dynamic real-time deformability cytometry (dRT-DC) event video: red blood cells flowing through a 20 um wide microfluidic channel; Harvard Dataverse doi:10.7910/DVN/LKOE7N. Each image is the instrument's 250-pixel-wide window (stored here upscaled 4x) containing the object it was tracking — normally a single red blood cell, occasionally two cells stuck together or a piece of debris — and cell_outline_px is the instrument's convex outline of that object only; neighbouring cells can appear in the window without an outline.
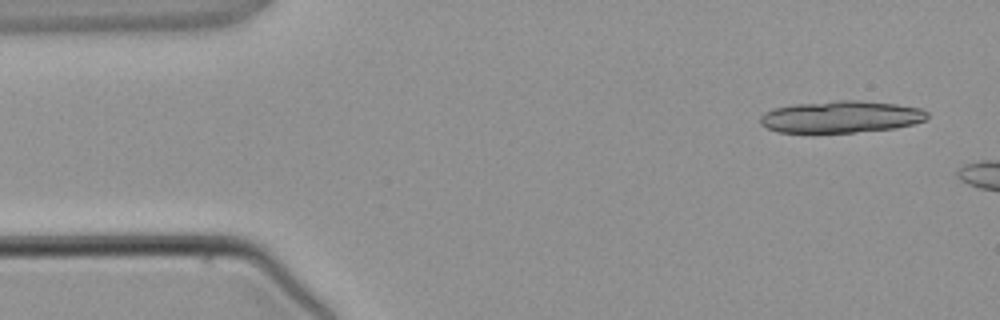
{"species": "common noctule bat (a hibernating species)", "species_latin": "Nyctalus noctula", "temperature_condition": "warm", "stored_images_in_passage": 2, "camera_frame_rate_fps": 3000, "um_per_image_px": 0.085, "animal": {"sex": "male", "body_mass_g": 21.5, "forearm_length_mm": 52.0}, "frame": {"image": 1, "passage_image": 1, "time_ms": 0.0, "image_size_px": [1000, 320], "cell_outline_px": [[928, 116], [924, 120], [912, 124], [896, 128], [856, 132], [776, 132], [760, 124], [760, 116], [764, 112], [772, 108], [796, 104], [840, 100], [860, 100], [896, 104], [920, 108], [928, 112]], "centroid_in_image_um": [71.47, 9.92], "position_along_channel_um": 13.5, "area_um2": 31.04}}